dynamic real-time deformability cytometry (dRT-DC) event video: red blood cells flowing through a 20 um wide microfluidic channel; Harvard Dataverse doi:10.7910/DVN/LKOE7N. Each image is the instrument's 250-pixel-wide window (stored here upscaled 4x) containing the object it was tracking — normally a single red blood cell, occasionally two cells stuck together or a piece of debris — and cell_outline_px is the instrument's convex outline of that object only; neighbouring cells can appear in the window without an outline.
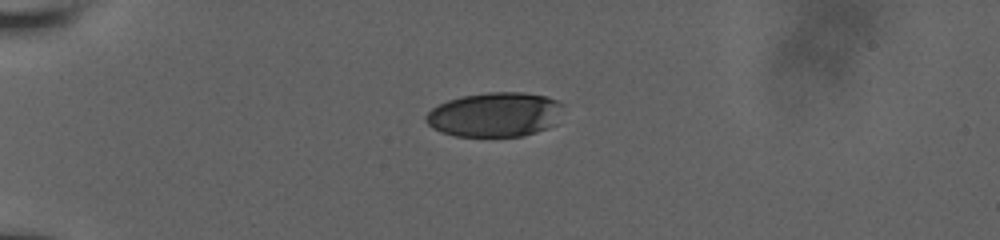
{"species": "human", "species_latin": "Homo sapiens", "temperature_condition": "room temperature", "stored_images_in_passage": 15, "camera_frame_rate_fps": 3000, "um_per_image_px": 0.085, "donor": {"sex": "male"}, "frame": {"image": 1, "passage_image": 1, "time_ms": 0.0, "image_size_px": [1000, 240], "cell_outline_px": [[564, 104], [556, 124], [548, 128], [524, 136], [456, 136], [440, 132], [432, 128], [424, 120], [424, 116], [432, 108], [448, 100], [460, 96], [488, 92], [524, 92], [548, 96], [560, 100]], "centroid_in_image_um": [42.09, 9.73], "position_along_channel_um": 42.9, "area_um2": 36.07}}
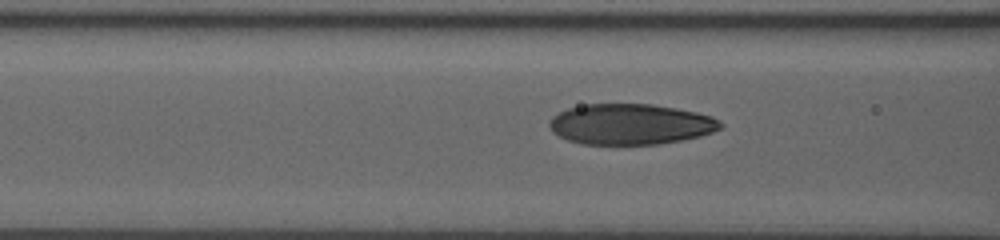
{"frame": {"image": 2, "passage_image": 11, "time_ms": 3.0, "image_size_px": [1000, 240], "cell_outline_px": [[724, 128], [700, 136], [660, 144], [584, 144], [568, 140], [552, 132], [548, 124], [552, 116], [568, 108], [588, 104], [652, 104], [676, 108], [696, 112], [712, 116], [720, 120], [724, 124]], "centroid_in_image_um": [53.62, 10.55], "position_along_channel_um": 113.0, "area_um2": 40.63}}
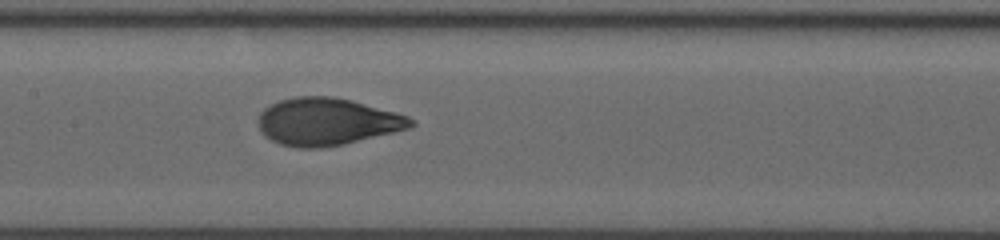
{"frame": {"image": 3, "passage_image": 15, "time_ms": 4.667, "image_size_px": [1000, 240], "cell_outline_px": [[416, 124], [408, 128], [344, 144], [324, 148], [296, 148], [280, 144], [264, 136], [260, 132], [256, 124], [260, 112], [264, 108], [280, 100], [296, 96], [332, 96], [352, 100], [396, 112], [408, 116]], "centroid_in_image_um": [27.74, 10.34], "position_along_channel_um": 179.7, "area_um2": 42.25}}